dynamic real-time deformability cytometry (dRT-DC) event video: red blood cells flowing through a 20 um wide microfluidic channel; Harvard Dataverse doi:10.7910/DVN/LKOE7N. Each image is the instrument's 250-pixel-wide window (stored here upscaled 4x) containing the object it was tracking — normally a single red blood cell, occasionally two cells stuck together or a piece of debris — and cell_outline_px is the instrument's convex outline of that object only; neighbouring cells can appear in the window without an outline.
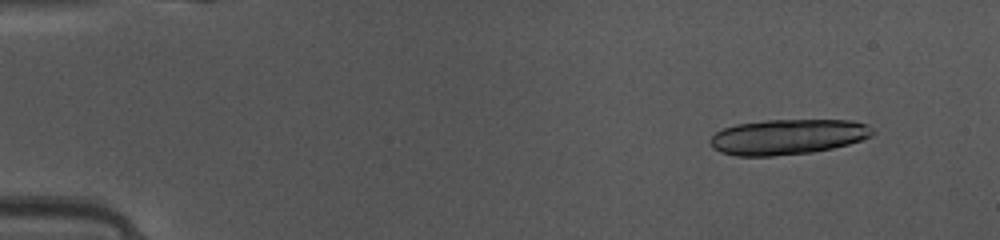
{"species": "common noctule bat (a hibernating species)", "species_latin": "Nyctalus noctula", "temperature_condition": "warm", "stored_images_in_passage": 47, "camera_frame_rate_fps": 3000, "um_per_image_px": 0.085, "animal": {"sex": "female", "body_mass_g": 10.0, "forearm_length_mm": 53.1}, "frame": {"image": 1, "passage_image": 5, "time_ms": 1.333, "image_size_px": [1000, 240], "cell_outline_px": [[876, 132], [872, 136], [848, 144], [832, 148], [812, 152], [772, 156], [736, 156], [720, 152], [712, 148], [708, 140], [716, 132], [724, 128], [736, 124], [764, 120], [852, 120], [868, 124]], "centroid_in_image_um": [66.95, 11.63], "position_along_channel_um": 18.0, "area_um2": 33.64}}
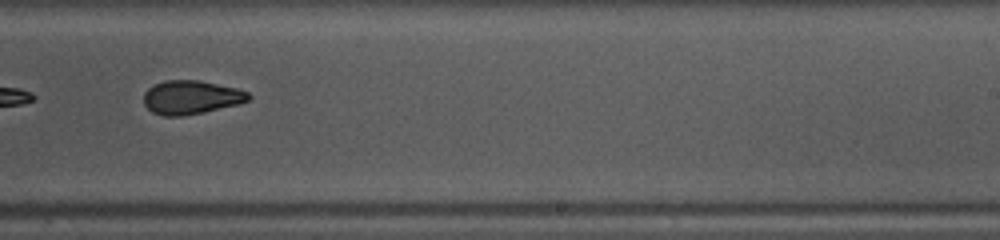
{"frame": {"image": 2, "passage_image": 31, "time_ms": 10.0, "image_size_px": [1000, 240], "cell_outline_px": [[252, 96], [248, 100], [236, 104], [204, 112], [180, 116], [164, 116], [152, 112], [144, 104], [144, 92], [148, 88], [164, 80], [200, 80], [236, 88], [248, 92]], "centroid_in_image_um": [16.22, 8.26], "position_along_channel_um": 272.8, "area_um2": 20.46}}
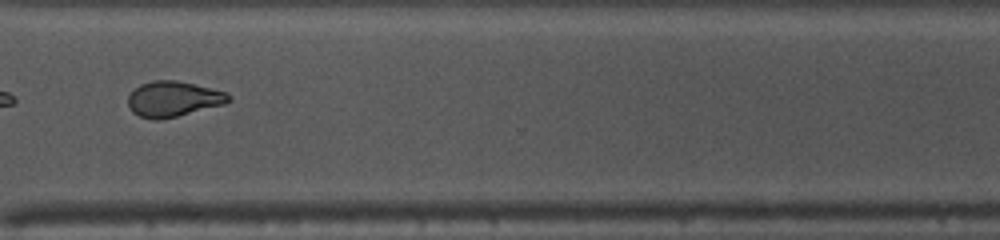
{"frame": {"image": 3, "passage_image": 37, "time_ms": 12.0, "image_size_px": [1000, 240], "cell_outline_px": [[232, 100], [224, 104], [160, 120], [152, 120], [140, 116], [132, 112], [128, 104], [128, 96], [140, 84], [152, 80], [176, 80], [228, 92], [232, 96]], "centroid_in_image_um": [14.74, 8.41], "position_along_channel_um": 355.9, "area_um2": 20.75}, "authors_computed_cell_mechanics": {"area_um2": 21.7328, "velocity_mm_per_s": 4.1646, "shape_relaxation_time_tau1_ms": 4.5467, "shape_relaxation_time_tau2_ms": 3.0295, "deformation_change_tau1": 0.165, "deformation_change_tau2": 0.0654}}